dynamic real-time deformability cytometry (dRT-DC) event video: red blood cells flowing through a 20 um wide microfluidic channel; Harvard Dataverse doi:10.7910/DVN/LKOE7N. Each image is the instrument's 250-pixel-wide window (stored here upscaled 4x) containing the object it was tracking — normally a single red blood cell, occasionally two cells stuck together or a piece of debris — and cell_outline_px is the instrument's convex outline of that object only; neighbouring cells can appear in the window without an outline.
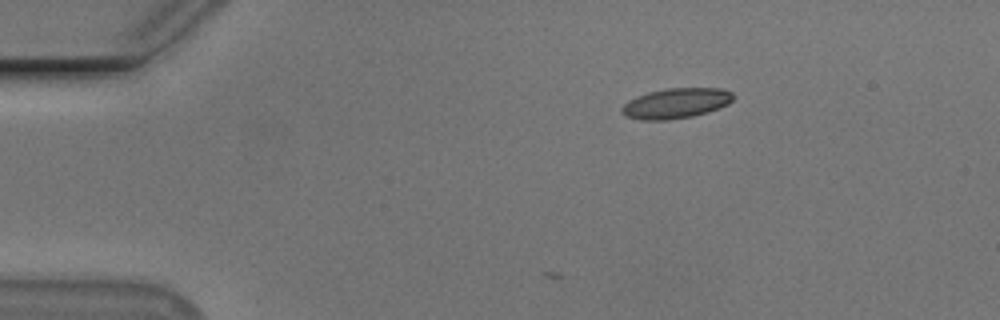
{"species": "Egyptian fruit bat (a non-hibernating species)", "species_latin": "Rousettus aegyptiacus", "temperature_condition": "cold", "stored_images_in_passage": 2, "camera_frame_rate_fps": 3000, "um_per_image_px": 0.085, "animal": {"sex": "male"}, "frame": {"image": 1, "passage_image": 2, "time_ms": 0.333, "image_size_px": [1000, 320], "cell_outline_px": [[732, 100], [728, 104], [720, 108], [708, 112], [692, 116], [664, 120], [640, 120], [624, 116], [620, 112], [620, 108], [628, 100], [636, 96], [648, 92], [668, 88], [720, 88], [732, 92]], "centroid_in_image_um": [57.41, 8.78], "position_along_channel_um": 27.6, "area_um2": 19.71}}